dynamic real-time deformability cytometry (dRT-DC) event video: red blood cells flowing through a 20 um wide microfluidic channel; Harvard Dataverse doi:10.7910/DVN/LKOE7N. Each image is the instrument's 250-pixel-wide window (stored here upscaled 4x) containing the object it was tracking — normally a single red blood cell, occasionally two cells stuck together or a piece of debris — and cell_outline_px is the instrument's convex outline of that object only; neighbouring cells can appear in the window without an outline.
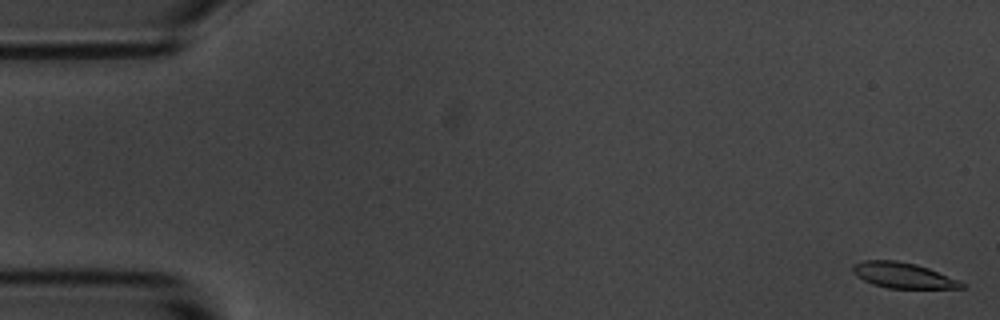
{"species": "common noctule bat (a hibernating species)", "species_latin": "Nyctalus noctula", "temperature_condition": "room temperature", "stored_images_in_passage": 5, "camera_frame_rate_fps": 3000, "um_per_image_px": 0.085, "animal": {"sex": "male", "body_mass_g": 20.1, "forearm_length_mm": 53.5}, "frame": {"image": 1, "passage_image": 1, "time_ms": 0.0, "image_size_px": [1000, 320], "cell_outline_px": [[964, 288], [888, 288], [872, 284], [856, 276], [852, 272], [852, 264], [864, 260], [896, 260], [916, 264], [928, 268], [960, 280], [964, 284]], "centroid_in_image_um": [76.73, 23.39], "position_along_channel_um": 8.3, "area_um2": 16.24}}
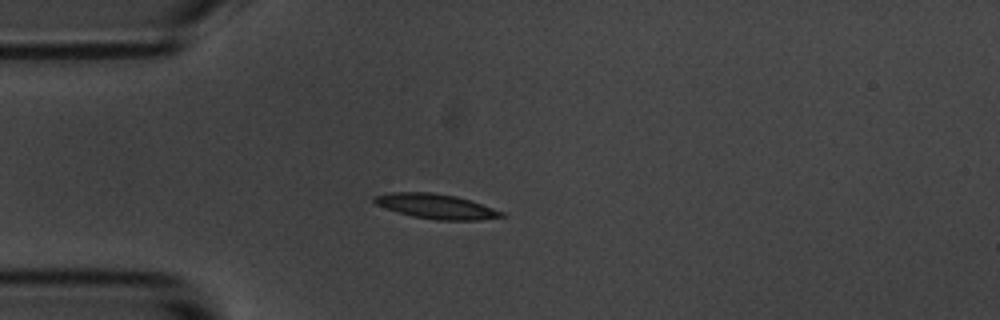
{"frame": {"image": 2, "passage_image": 5, "time_ms": 4.667, "image_size_px": [1000, 320], "cell_outline_px": [[508, 216], [480, 220], [436, 220], [412, 216], [376, 204], [372, 200], [372, 196], [388, 192], [432, 192], [456, 196], [504, 212]], "centroid_in_image_um": [37.06, 17.53], "position_along_channel_um": 47.9, "area_um2": 18.26}}